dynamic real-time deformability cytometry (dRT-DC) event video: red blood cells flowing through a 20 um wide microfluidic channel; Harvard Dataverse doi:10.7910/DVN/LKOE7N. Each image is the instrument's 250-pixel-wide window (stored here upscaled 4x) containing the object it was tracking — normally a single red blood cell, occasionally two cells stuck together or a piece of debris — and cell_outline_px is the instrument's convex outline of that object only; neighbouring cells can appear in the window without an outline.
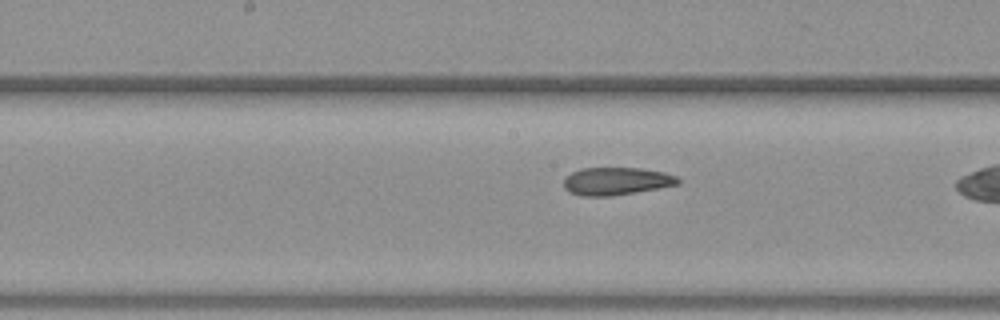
{"species": "common noctule bat (a hibernating species)", "species_latin": "Nyctalus noctula", "temperature_condition": "warm", "stored_images_in_passage": 20, "camera_frame_rate_fps": 3000, "um_per_image_px": 0.085, "animal": {"sex": "female", "body_mass_g": 19.3, "forearm_length_mm": 54.1}, "frame": {"image": 1, "passage_image": 17, "time_ms": 5.333, "image_size_px": [1000, 320], "cell_outline_px": [[680, 184], [612, 196], [580, 196], [568, 192], [564, 188], [564, 180], [572, 172], [580, 168], [640, 168], [664, 172], [676, 176], [680, 180]], "centroid_in_image_um": [52.37, 15.4], "position_along_channel_um": 195.8, "area_um2": 18.44}}